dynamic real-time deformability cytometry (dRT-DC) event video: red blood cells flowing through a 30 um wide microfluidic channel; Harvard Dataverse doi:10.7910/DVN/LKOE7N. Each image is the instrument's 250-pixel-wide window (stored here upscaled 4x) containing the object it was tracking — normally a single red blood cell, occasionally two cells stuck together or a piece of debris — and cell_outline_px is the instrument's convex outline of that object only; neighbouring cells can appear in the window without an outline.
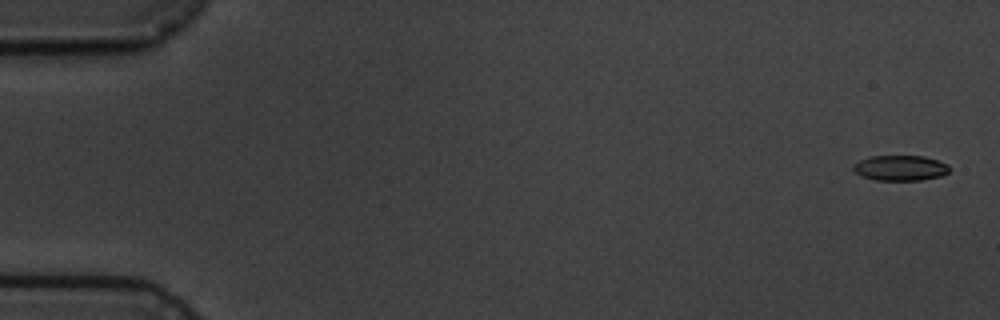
{"species": "common noctule bat (a hibernating species)", "species_latin": "Nyctalus noctula", "temperature_condition": "cold", "stored_images_in_passage": 6, "camera_frame_rate_fps": 3000, "um_per_image_px": 0.085, "animal": {"sex": "male", "body_mass_g": 19.5, "forearm_length_mm": 54.6}, "frame": {"image": 1, "passage_image": 1, "time_ms": 0.0, "image_size_px": [1000, 320], "cell_outline_px": [[948, 172], [944, 176], [920, 180], [876, 180], [860, 176], [852, 168], [860, 160], [868, 156], [924, 156], [948, 164]], "centroid_in_image_um": [76.53, 14.28], "position_along_channel_um": 8.5, "area_um2": 14.16}}